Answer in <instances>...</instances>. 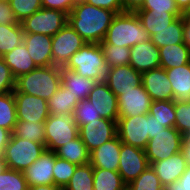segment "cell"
Returning <instances> with one entry per match:
<instances>
[{
	"label": "cell",
	"instance_id": "60",
	"mask_svg": "<svg viewBox=\"0 0 190 190\" xmlns=\"http://www.w3.org/2000/svg\"><path fill=\"white\" fill-rule=\"evenodd\" d=\"M119 190H132V188L129 186V184H125L122 188Z\"/></svg>",
	"mask_w": 190,
	"mask_h": 190
},
{
	"label": "cell",
	"instance_id": "19",
	"mask_svg": "<svg viewBox=\"0 0 190 190\" xmlns=\"http://www.w3.org/2000/svg\"><path fill=\"white\" fill-rule=\"evenodd\" d=\"M130 50L129 65L137 72L144 73L160 67V51L151 40L135 44Z\"/></svg>",
	"mask_w": 190,
	"mask_h": 190
},
{
	"label": "cell",
	"instance_id": "51",
	"mask_svg": "<svg viewBox=\"0 0 190 190\" xmlns=\"http://www.w3.org/2000/svg\"><path fill=\"white\" fill-rule=\"evenodd\" d=\"M11 136L12 132L10 130L0 127V155L3 154L6 145L10 141Z\"/></svg>",
	"mask_w": 190,
	"mask_h": 190
},
{
	"label": "cell",
	"instance_id": "7",
	"mask_svg": "<svg viewBox=\"0 0 190 190\" xmlns=\"http://www.w3.org/2000/svg\"><path fill=\"white\" fill-rule=\"evenodd\" d=\"M24 33L55 35L68 23V14L56 9L41 8L20 22Z\"/></svg>",
	"mask_w": 190,
	"mask_h": 190
},
{
	"label": "cell",
	"instance_id": "18",
	"mask_svg": "<svg viewBox=\"0 0 190 190\" xmlns=\"http://www.w3.org/2000/svg\"><path fill=\"white\" fill-rule=\"evenodd\" d=\"M87 100L93 104L94 109L102 118L118 121L117 96L109 89L105 81L97 82Z\"/></svg>",
	"mask_w": 190,
	"mask_h": 190
},
{
	"label": "cell",
	"instance_id": "26",
	"mask_svg": "<svg viewBox=\"0 0 190 190\" xmlns=\"http://www.w3.org/2000/svg\"><path fill=\"white\" fill-rule=\"evenodd\" d=\"M159 51L160 67L165 70L190 63V49L185 43L166 45Z\"/></svg>",
	"mask_w": 190,
	"mask_h": 190
},
{
	"label": "cell",
	"instance_id": "29",
	"mask_svg": "<svg viewBox=\"0 0 190 190\" xmlns=\"http://www.w3.org/2000/svg\"><path fill=\"white\" fill-rule=\"evenodd\" d=\"M79 100L72 95L61 83L59 89L48 100L50 114L68 115L73 114Z\"/></svg>",
	"mask_w": 190,
	"mask_h": 190
},
{
	"label": "cell",
	"instance_id": "34",
	"mask_svg": "<svg viewBox=\"0 0 190 190\" xmlns=\"http://www.w3.org/2000/svg\"><path fill=\"white\" fill-rule=\"evenodd\" d=\"M16 122V101L13 92L0 94V127L12 132Z\"/></svg>",
	"mask_w": 190,
	"mask_h": 190
},
{
	"label": "cell",
	"instance_id": "58",
	"mask_svg": "<svg viewBox=\"0 0 190 190\" xmlns=\"http://www.w3.org/2000/svg\"><path fill=\"white\" fill-rule=\"evenodd\" d=\"M182 18H183V19H188V20H190V4H189V6H188L186 9H184V11L182 12Z\"/></svg>",
	"mask_w": 190,
	"mask_h": 190
},
{
	"label": "cell",
	"instance_id": "23",
	"mask_svg": "<svg viewBox=\"0 0 190 190\" xmlns=\"http://www.w3.org/2000/svg\"><path fill=\"white\" fill-rule=\"evenodd\" d=\"M169 81L173 90V100L178 102L190 101V63L180 67L167 69Z\"/></svg>",
	"mask_w": 190,
	"mask_h": 190
},
{
	"label": "cell",
	"instance_id": "40",
	"mask_svg": "<svg viewBox=\"0 0 190 190\" xmlns=\"http://www.w3.org/2000/svg\"><path fill=\"white\" fill-rule=\"evenodd\" d=\"M76 167V164L58 158L55 153V164L53 167L54 185L64 188L73 176Z\"/></svg>",
	"mask_w": 190,
	"mask_h": 190
},
{
	"label": "cell",
	"instance_id": "39",
	"mask_svg": "<svg viewBox=\"0 0 190 190\" xmlns=\"http://www.w3.org/2000/svg\"><path fill=\"white\" fill-rule=\"evenodd\" d=\"M23 172L5 168L0 173V190H28Z\"/></svg>",
	"mask_w": 190,
	"mask_h": 190
},
{
	"label": "cell",
	"instance_id": "1",
	"mask_svg": "<svg viewBox=\"0 0 190 190\" xmlns=\"http://www.w3.org/2000/svg\"><path fill=\"white\" fill-rule=\"evenodd\" d=\"M117 14L78 0L68 14V23L87 43H101Z\"/></svg>",
	"mask_w": 190,
	"mask_h": 190
},
{
	"label": "cell",
	"instance_id": "28",
	"mask_svg": "<svg viewBox=\"0 0 190 190\" xmlns=\"http://www.w3.org/2000/svg\"><path fill=\"white\" fill-rule=\"evenodd\" d=\"M55 153L58 158L68 160L76 165L90 163V152L80 136L58 148Z\"/></svg>",
	"mask_w": 190,
	"mask_h": 190
},
{
	"label": "cell",
	"instance_id": "45",
	"mask_svg": "<svg viewBox=\"0 0 190 190\" xmlns=\"http://www.w3.org/2000/svg\"><path fill=\"white\" fill-rule=\"evenodd\" d=\"M15 80L10 68L0 58V94L13 92L15 89Z\"/></svg>",
	"mask_w": 190,
	"mask_h": 190
},
{
	"label": "cell",
	"instance_id": "16",
	"mask_svg": "<svg viewBox=\"0 0 190 190\" xmlns=\"http://www.w3.org/2000/svg\"><path fill=\"white\" fill-rule=\"evenodd\" d=\"M109 89L119 96L128 89H134L142 84V73L137 72L129 64L108 68L104 80Z\"/></svg>",
	"mask_w": 190,
	"mask_h": 190
},
{
	"label": "cell",
	"instance_id": "47",
	"mask_svg": "<svg viewBox=\"0 0 190 190\" xmlns=\"http://www.w3.org/2000/svg\"><path fill=\"white\" fill-rule=\"evenodd\" d=\"M84 1L93 6L113 11L116 14L124 12L122 0H84Z\"/></svg>",
	"mask_w": 190,
	"mask_h": 190
},
{
	"label": "cell",
	"instance_id": "41",
	"mask_svg": "<svg viewBox=\"0 0 190 190\" xmlns=\"http://www.w3.org/2000/svg\"><path fill=\"white\" fill-rule=\"evenodd\" d=\"M73 117L79 128L95 119L101 118L99 113L94 109L93 104L87 99L79 101L74 109Z\"/></svg>",
	"mask_w": 190,
	"mask_h": 190
},
{
	"label": "cell",
	"instance_id": "2",
	"mask_svg": "<svg viewBox=\"0 0 190 190\" xmlns=\"http://www.w3.org/2000/svg\"><path fill=\"white\" fill-rule=\"evenodd\" d=\"M61 85V68L57 66L36 67L15 80L13 92L26 93L49 100Z\"/></svg>",
	"mask_w": 190,
	"mask_h": 190
},
{
	"label": "cell",
	"instance_id": "36",
	"mask_svg": "<svg viewBox=\"0 0 190 190\" xmlns=\"http://www.w3.org/2000/svg\"><path fill=\"white\" fill-rule=\"evenodd\" d=\"M148 114L154 116L163 126L174 127L176 120L175 101H152Z\"/></svg>",
	"mask_w": 190,
	"mask_h": 190
},
{
	"label": "cell",
	"instance_id": "56",
	"mask_svg": "<svg viewBox=\"0 0 190 190\" xmlns=\"http://www.w3.org/2000/svg\"><path fill=\"white\" fill-rule=\"evenodd\" d=\"M164 190H188V189L183 184H180L177 180L172 182L171 184L164 186Z\"/></svg>",
	"mask_w": 190,
	"mask_h": 190
},
{
	"label": "cell",
	"instance_id": "35",
	"mask_svg": "<svg viewBox=\"0 0 190 190\" xmlns=\"http://www.w3.org/2000/svg\"><path fill=\"white\" fill-rule=\"evenodd\" d=\"M63 190H94L92 165L90 163L77 165L73 176Z\"/></svg>",
	"mask_w": 190,
	"mask_h": 190
},
{
	"label": "cell",
	"instance_id": "5",
	"mask_svg": "<svg viewBox=\"0 0 190 190\" xmlns=\"http://www.w3.org/2000/svg\"><path fill=\"white\" fill-rule=\"evenodd\" d=\"M46 150L45 143L11 136L2 154L6 168L23 172Z\"/></svg>",
	"mask_w": 190,
	"mask_h": 190
},
{
	"label": "cell",
	"instance_id": "48",
	"mask_svg": "<svg viewBox=\"0 0 190 190\" xmlns=\"http://www.w3.org/2000/svg\"><path fill=\"white\" fill-rule=\"evenodd\" d=\"M21 24L8 2L0 1V25Z\"/></svg>",
	"mask_w": 190,
	"mask_h": 190
},
{
	"label": "cell",
	"instance_id": "13",
	"mask_svg": "<svg viewBox=\"0 0 190 190\" xmlns=\"http://www.w3.org/2000/svg\"><path fill=\"white\" fill-rule=\"evenodd\" d=\"M16 101L17 120L45 122L50 115L48 101L26 93L13 92Z\"/></svg>",
	"mask_w": 190,
	"mask_h": 190
},
{
	"label": "cell",
	"instance_id": "38",
	"mask_svg": "<svg viewBox=\"0 0 190 190\" xmlns=\"http://www.w3.org/2000/svg\"><path fill=\"white\" fill-rule=\"evenodd\" d=\"M129 186L132 190H164L155 170L149 165Z\"/></svg>",
	"mask_w": 190,
	"mask_h": 190
},
{
	"label": "cell",
	"instance_id": "52",
	"mask_svg": "<svg viewBox=\"0 0 190 190\" xmlns=\"http://www.w3.org/2000/svg\"><path fill=\"white\" fill-rule=\"evenodd\" d=\"M181 152L184 155V158L187 161V164H190V136L189 135H185L183 137V142H182V149Z\"/></svg>",
	"mask_w": 190,
	"mask_h": 190
},
{
	"label": "cell",
	"instance_id": "12",
	"mask_svg": "<svg viewBox=\"0 0 190 190\" xmlns=\"http://www.w3.org/2000/svg\"><path fill=\"white\" fill-rule=\"evenodd\" d=\"M118 172L125 184H130L148 166L145 150L121 143Z\"/></svg>",
	"mask_w": 190,
	"mask_h": 190
},
{
	"label": "cell",
	"instance_id": "10",
	"mask_svg": "<svg viewBox=\"0 0 190 190\" xmlns=\"http://www.w3.org/2000/svg\"><path fill=\"white\" fill-rule=\"evenodd\" d=\"M149 114L119 117L117 136L122 143L145 150L149 141Z\"/></svg>",
	"mask_w": 190,
	"mask_h": 190
},
{
	"label": "cell",
	"instance_id": "43",
	"mask_svg": "<svg viewBox=\"0 0 190 190\" xmlns=\"http://www.w3.org/2000/svg\"><path fill=\"white\" fill-rule=\"evenodd\" d=\"M175 125L174 127L183 135H190V101H175Z\"/></svg>",
	"mask_w": 190,
	"mask_h": 190
},
{
	"label": "cell",
	"instance_id": "33",
	"mask_svg": "<svg viewBox=\"0 0 190 190\" xmlns=\"http://www.w3.org/2000/svg\"><path fill=\"white\" fill-rule=\"evenodd\" d=\"M125 185L118 171L93 168L94 190H119Z\"/></svg>",
	"mask_w": 190,
	"mask_h": 190
},
{
	"label": "cell",
	"instance_id": "37",
	"mask_svg": "<svg viewBox=\"0 0 190 190\" xmlns=\"http://www.w3.org/2000/svg\"><path fill=\"white\" fill-rule=\"evenodd\" d=\"M100 45L103 49L104 58L108 68L129 64L131 54L130 48L122 46L117 47L111 44Z\"/></svg>",
	"mask_w": 190,
	"mask_h": 190
},
{
	"label": "cell",
	"instance_id": "6",
	"mask_svg": "<svg viewBox=\"0 0 190 190\" xmlns=\"http://www.w3.org/2000/svg\"><path fill=\"white\" fill-rule=\"evenodd\" d=\"M79 136V127L73 114H50L45 121V147L55 152L58 148Z\"/></svg>",
	"mask_w": 190,
	"mask_h": 190
},
{
	"label": "cell",
	"instance_id": "27",
	"mask_svg": "<svg viewBox=\"0 0 190 190\" xmlns=\"http://www.w3.org/2000/svg\"><path fill=\"white\" fill-rule=\"evenodd\" d=\"M136 15L142 26L148 31L149 36L168 27L178 17L169 12H154V10H137Z\"/></svg>",
	"mask_w": 190,
	"mask_h": 190
},
{
	"label": "cell",
	"instance_id": "8",
	"mask_svg": "<svg viewBox=\"0 0 190 190\" xmlns=\"http://www.w3.org/2000/svg\"><path fill=\"white\" fill-rule=\"evenodd\" d=\"M183 135L175 127H167L149 139L145 149L149 165L169 158L182 149Z\"/></svg>",
	"mask_w": 190,
	"mask_h": 190
},
{
	"label": "cell",
	"instance_id": "14",
	"mask_svg": "<svg viewBox=\"0 0 190 190\" xmlns=\"http://www.w3.org/2000/svg\"><path fill=\"white\" fill-rule=\"evenodd\" d=\"M119 117H132L148 114L152 99L145 91L143 85L124 91L117 96Z\"/></svg>",
	"mask_w": 190,
	"mask_h": 190
},
{
	"label": "cell",
	"instance_id": "22",
	"mask_svg": "<svg viewBox=\"0 0 190 190\" xmlns=\"http://www.w3.org/2000/svg\"><path fill=\"white\" fill-rule=\"evenodd\" d=\"M163 186L180 179L187 169V161L180 151L167 159L156 161L151 164Z\"/></svg>",
	"mask_w": 190,
	"mask_h": 190
},
{
	"label": "cell",
	"instance_id": "24",
	"mask_svg": "<svg viewBox=\"0 0 190 190\" xmlns=\"http://www.w3.org/2000/svg\"><path fill=\"white\" fill-rule=\"evenodd\" d=\"M5 64L10 68L14 78L27 74L34 70L37 66L30 58L24 43L16 46L13 50L1 57Z\"/></svg>",
	"mask_w": 190,
	"mask_h": 190
},
{
	"label": "cell",
	"instance_id": "49",
	"mask_svg": "<svg viewBox=\"0 0 190 190\" xmlns=\"http://www.w3.org/2000/svg\"><path fill=\"white\" fill-rule=\"evenodd\" d=\"M167 127L163 126L156 118L149 114V139L155 137L161 131H164Z\"/></svg>",
	"mask_w": 190,
	"mask_h": 190
},
{
	"label": "cell",
	"instance_id": "21",
	"mask_svg": "<svg viewBox=\"0 0 190 190\" xmlns=\"http://www.w3.org/2000/svg\"><path fill=\"white\" fill-rule=\"evenodd\" d=\"M121 141L118 136L105 142L90 152V164L93 168L118 171L121 151Z\"/></svg>",
	"mask_w": 190,
	"mask_h": 190
},
{
	"label": "cell",
	"instance_id": "30",
	"mask_svg": "<svg viewBox=\"0 0 190 190\" xmlns=\"http://www.w3.org/2000/svg\"><path fill=\"white\" fill-rule=\"evenodd\" d=\"M150 40L158 47L184 43L183 39V18L178 17L167 28L157 31L150 36Z\"/></svg>",
	"mask_w": 190,
	"mask_h": 190
},
{
	"label": "cell",
	"instance_id": "50",
	"mask_svg": "<svg viewBox=\"0 0 190 190\" xmlns=\"http://www.w3.org/2000/svg\"><path fill=\"white\" fill-rule=\"evenodd\" d=\"M145 0H122L124 12H136L140 10Z\"/></svg>",
	"mask_w": 190,
	"mask_h": 190
},
{
	"label": "cell",
	"instance_id": "42",
	"mask_svg": "<svg viewBox=\"0 0 190 190\" xmlns=\"http://www.w3.org/2000/svg\"><path fill=\"white\" fill-rule=\"evenodd\" d=\"M9 4L19 22L42 8L41 0H11Z\"/></svg>",
	"mask_w": 190,
	"mask_h": 190
},
{
	"label": "cell",
	"instance_id": "32",
	"mask_svg": "<svg viewBox=\"0 0 190 190\" xmlns=\"http://www.w3.org/2000/svg\"><path fill=\"white\" fill-rule=\"evenodd\" d=\"M12 136L37 143H45V122H27L17 120Z\"/></svg>",
	"mask_w": 190,
	"mask_h": 190
},
{
	"label": "cell",
	"instance_id": "20",
	"mask_svg": "<svg viewBox=\"0 0 190 190\" xmlns=\"http://www.w3.org/2000/svg\"><path fill=\"white\" fill-rule=\"evenodd\" d=\"M30 58L37 67L52 66V37L44 34L24 33V42Z\"/></svg>",
	"mask_w": 190,
	"mask_h": 190
},
{
	"label": "cell",
	"instance_id": "11",
	"mask_svg": "<svg viewBox=\"0 0 190 190\" xmlns=\"http://www.w3.org/2000/svg\"><path fill=\"white\" fill-rule=\"evenodd\" d=\"M79 136L91 152L117 136V121L95 119L79 128Z\"/></svg>",
	"mask_w": 190,
	"mask_h": 190
},
{
	"label": "cell",
	"instance_id": "17",
	"mask_svg": "<svg viewBox=\"0 0 190 190\" xmlns=\"http://www.w3.org/2000/svg\"><path fill=\"white\" fill-rule=\"evenodd\" d=\"M142 85L152 101L173 100V90L166 70L158 67L142 73Z\"/></svg>",
	"mask_w": 190,
	"mask_h": 190
},
{
	"label": "cell",
	"instance_id": "25",
	"mask_svg": "<svg viewBox=\"0 0 190 190\" xmlns=\"http://www.w3.org/2000/svg\"><path fill=\"white\" fill-rule=\"evenodd\" d=\"M61 83L68 91L81 101L88 98V95L97 84L91 78L80 76L72 70L61 68Z\"/></svg>",
	"mask_w": 190,
	"mask_h": 190
},
{
	"label": "cell",
	"instance_id": "31",
	"mask_svg": "<svg viewBox=\"0 0 190 190\" xmlns=\"http://www.w3.org/2000/svg\"><path fill=\"white\" fill-rule=\"evenodd\" d=\"M24 42L21 24L0 25V57Z\"/></svg>",
	"mask_w": 190,
	"mask_h": 190
},
{
	"label": "cell",
	"instance_id": "54",
	"mask_svg": "<svg viewBox=\"0 0 190 190\" xmlns=\"http://www.w3.org/2000/svg\"><path fill=\"white\" fill-rule=\"evenodd\" d=\"M180 184H183L188 190H190V164L187 166L186 171L178 180Z\"/></svg>",
	"mask_w": 190,
	"mask_h": 190
},
{
	"label": "cell",
	"instance_id": "57",
	"mask_svg": "<svg viewBox=\"0 0 190 190\" xmlns=\"http://www.w3.org/2000/svg\"><path fill=\"white\" fill-rule=\"evenodd\" d=\"M175 2L181 12H183L190 4V0H175Z\"/></svg>",
	"mask_w": 190,
	"mask_h": 190
},
{
	"label": "cell",
	"instance_id": "4",
	"mask_svg": "<svg viewBox=\"0 0 190 190\" xmlns=\"http://www.w3.org/2000/svg\"><path fill=\"white\" fill-rule=\"evenodd\" d=\"M64 69L72 70L80 76L97 82L105 80L108 67L99 43H85L80 50L70 57Z\"/></svg>",
	"mask_w": 190,
	"mask_h": 190
},
{
	"label": "cell",
	"instance_id": "55",
	"mask_svg": "<svg viewBox=\"0 0 190 190\" xmlns=\"http://www.w3.org/2000/svg\"><path fill=\"white\" fill-rule=\"evenodd\" d=\"M28 190H63V188L57 185H38V186H31Z\"/></svg>",
	"mask_w": 190,
	"mask_h": 190
},
{
	"label": "cell",
	"instance_id": "3",
	"mask_svg": "<svg viewBox=\"0 0 190 190\" xmlns=\"http://www.w3.org/2000/svg\"><path fill=\"white\" fill-rule=\"evenodd\" d=\"M147 40H150L148 31L142 26L136 13L123 12L114 17L100 44L131 48Z\"/></svg>",
	"mask_w": 190,
	"mask_h": 190
},
{
	"label": "cell",
	"instance_id": "61",
	"mask_svg": "<svg viewBox=\"0 0 190 190\" xmlns=\"http://www.w3.org/2000/svg\"><path fill=\"white\" fill-rule=\"evenodd\" d=\"M0 1L9 3L11 0H0Z\"/></svg>",
	"mask_w": 190,
	"mask_h": 190
},
{
	"label": "cell",
	"instance_id": "44",
	"mask_svg": "<svg viewBox=\"0 0 190 190\" xmlns=\"http://www.w3.org/2000/svg\"><path fill=\"white\" fill-rule=\"evenodd\" d=\"M140 10H154V12H169L177 17L182 16V12L177 7L175 0H145Z\"/></svg>",
	"mask_w": 190,
	"mask_h": 190
},
{
	"label": "cell",
	"instance_id": "9",
	"mask_svg": "<svg viewBox=\"0 0 190 190\" xmlns=\"http://www.w3.org/2000/svg\"><path fill=\"white\" fill-rule=\"evenodd\" d=\"M85 43L87 42L67 23L52 36L53 65L64 68L70 57L80 50Z\"/></svg>",
	"mask_w": 190,
	"mask_h": 190
},
{
	"label": "cell",
	"instance_id": "53",
	"mask_svg": "<svg viewBox=\"0 0 190 190\" xmlns=\"http://www.w3.org/2000/svg\"><path fill=\"white\" fill-rule=\"evenodd\" d=\"M183 39L190 49V20L188 19H183Z\"/></svg>",
	"mask_w": 190,
	"mask_h": 190
},
{
	"label": "cell",
	"instance_id": "59",
	"mask_svg": "<svg viewBox=\"0 0 190 190\" xmlns=\"http://www.w3.org/2000/svg\"><path fill=\"white\" fill-rule=\"evenodd\" d=\"M6 168V163L3 159V156L0 155V173Z\"/></svg>",
	"mask_w": 190,
	"mask_h": 190
},
{
	"label": "cell",
	"instance_id": "15",
	"mask_svg": "<svg viewBox=\"0 0 190 190\" xmlns=\"http://www.w3.org/2000/svg\"><path fill=\"white\" fill-rule=\"evenodd\" d=\"M55 152L45 150L27 169L23 171L28 187L38 185H53V167Z\"/></svg>",
	"mask_w": 190,
	"mask_h": 190
},
{
	"label": "cell",
	"instance_id": "46",
	"mask_svg": "<svg viewBox=\"0 0 190 190\" xmlns=\"http://www.w3.org/2000/svg\"><path fill=\"white\" fill-rule=\"evenodd\" d=\"M77 1L78 0H41L43 8L61 10L67 14L72 11Z\"/></svg>",
	"mask_w": 190,
	"mask_h": 190
}]
</instances>
